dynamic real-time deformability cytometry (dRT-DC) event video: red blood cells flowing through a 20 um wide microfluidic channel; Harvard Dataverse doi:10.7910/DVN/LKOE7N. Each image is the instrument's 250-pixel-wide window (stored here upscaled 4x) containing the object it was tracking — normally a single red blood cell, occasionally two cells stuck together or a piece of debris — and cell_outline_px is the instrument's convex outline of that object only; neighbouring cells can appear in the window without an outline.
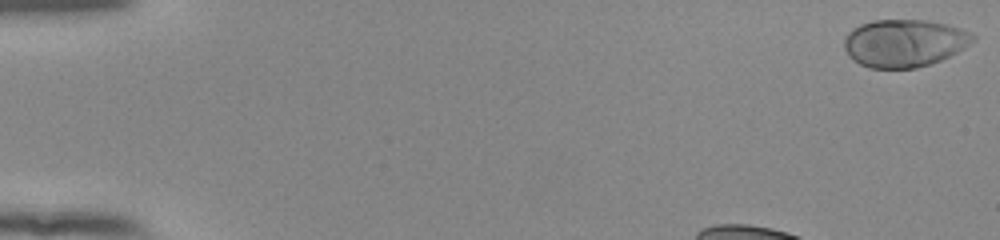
{"species": "human", "species_latin": "Homo sapiens", "temperature_condition": "room temperature", "stored_images_in_passage": 40, "camera_frame_rate_fps": 3000, "um_per_image_px": 0.085, "donor": {"sex": "female"}, "frame": {"image": 1, "passage_image": 1, "time_ms": 0.0, "image_size_px": [1000, 240], "cell_outline_px": [[976, 40], [956, 52], [940, 60], [916, 68], [868, 68], [852, 60], [848, 56], [844, 48], [844, 36], [852, 28], [860, 24], [872, 20], [928, 20], [948, 24], [960, 28], [976, 36]], "centroid_in_image_um": [76.82, 3.65], "position_along_channel_um": 8.2, "area_um2": 35.89}}
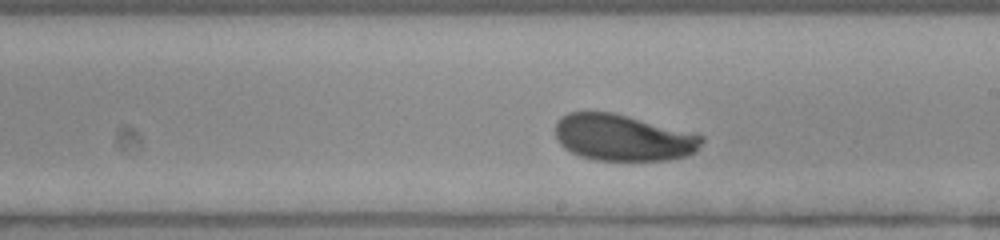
{"frame": {"image": 2, "passage_image": 27, "time_ms": 8.667, "image_size_px": [1000, 240], "cell_outline_px": [[704, 140], [696, 152], [688, 156], [668, 160], [596, 160], [580, 156], [564, 148], [560, 144], [556, 136], [556, 120], [560, 116], [568, 112], [612, 112], [628, 116], [704, 136]], "centroid_in_image_um": [52.94, 11.71], "position_along_channel_um": 236.1, "area_um2": 39.54}}
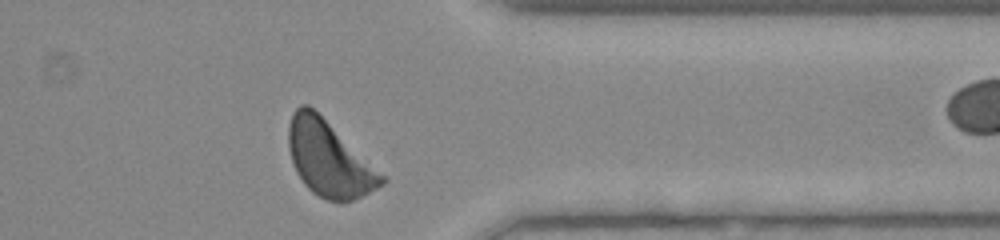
{"frame": {"image": 3, "passage_image": 39, "time_ms": 12.667, "image_size_px": [1000, 240], "cell_outline_px": [[388, 180], [384, 184], [352, 200], [324, 200], [312, 192], [304, 184], [296, 172], [292, 164], [288, 148], [288, 124], [292, 112], [300, 104], [308, 104], [388, 176]], "centroid_in_image_um": [27.97, 13.49], "position_along_channel_um": 383.4, "area_um2": 41.04}, "authors_computed_cell_mechanics": {"area_um2": 40.0554, "velocity_mm_per_s": 3.8511, "shape_relaxation_time_tau1_ms": 2.8572, "shape_relaxation_time_tau2_ms": null, "deformation_change_tau1": 0.1219, "deformation_change_tau2": null}}